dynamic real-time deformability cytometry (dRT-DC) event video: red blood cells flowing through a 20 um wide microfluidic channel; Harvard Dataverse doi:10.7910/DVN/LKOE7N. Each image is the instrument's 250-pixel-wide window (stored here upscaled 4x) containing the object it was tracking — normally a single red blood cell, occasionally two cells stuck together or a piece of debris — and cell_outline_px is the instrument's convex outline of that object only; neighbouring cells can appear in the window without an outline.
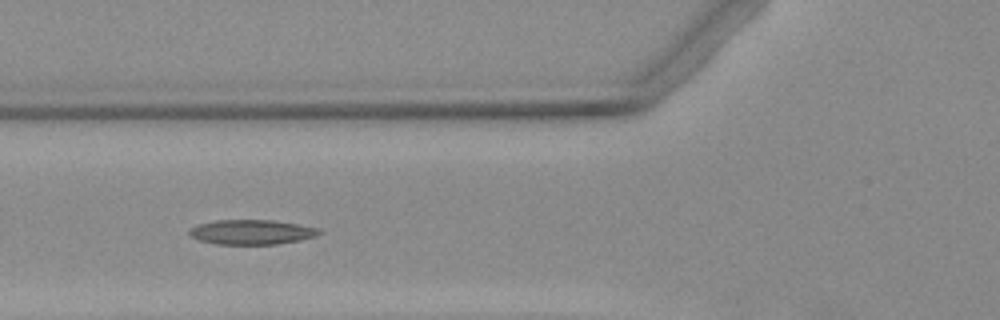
{"species": "Egyptian fruit bat (a non-hibernating species)", "species_latin": "Rousettus aegyptiacus", "temperature_condition": "warm", "stored_images_in_passage": 6, "camera_frame_rate_fps": 3000, "um_per_image_px": 0.085, "animal": {"sex": "female"}, "frame": {"image": 1, "passage_image": 4, "time_ms": 3.333, "image_size_px": [1000, 320], "cell_outline_px": [[324, 232], [316, 236], [300, 240], [276, 244], [216, 244], [200, 240], [188, 236], [188, 228], [196, 224], [216, 220], [272, 220], [296, 224], [316, 228]], "centroid_in_image_um": [21.32, 19.72], "position_along_channel_um": 104.5, "area_um2": 18.79}}
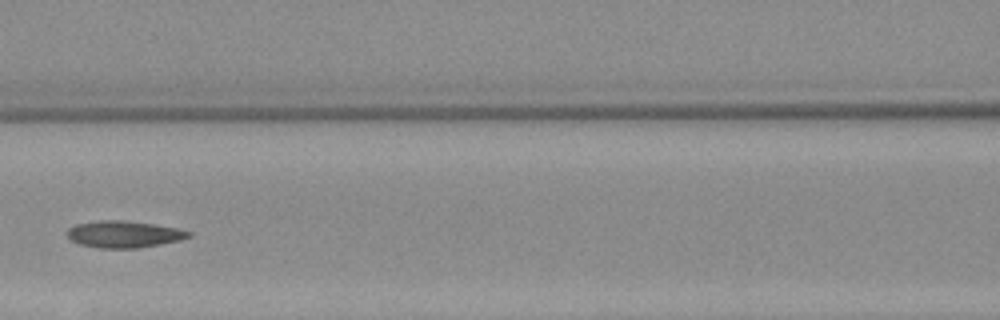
{"frame": {"image": 2, "passage_image": 5, "time_ms": 4.667, "image_size_px": [1000, 320], "cell_outline_px": [[192, 236], [180, 240], [140, 248], [100, 248], [80, 244], [72, 240], [68, 236], [68, 228], [76, 224], [96, 220], [124, 220], [152, 224], [176, 228], [192, 232]], "centroid_in_image_um": [10.54, 19.91], "position_along_channel_um": 156.1, "area_um2": 18.9}}
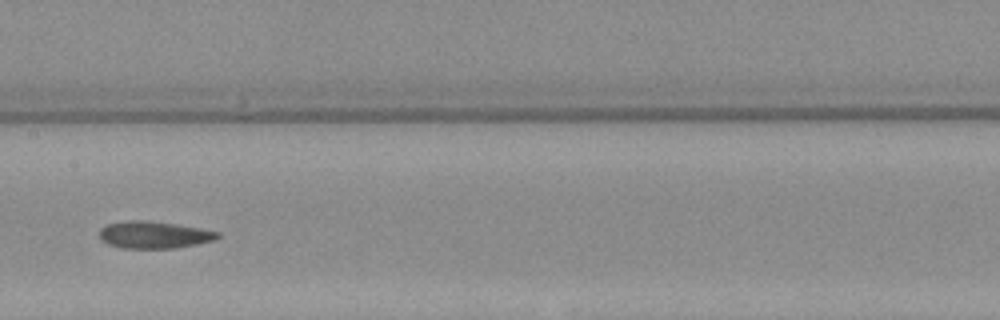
{"frame": {"image": 3, "passage_image": 6, "time_ms": 5.667, "image_size_px": [1000, 320], "cell_outline_px": [[220, 236], [212, 240], [196, 244], [172, 248], [120, 248], [108, 244], [100, 236], [100, 228], [108, 224], [128, 220], [144, 220], [200, 228], [220, 232]], "centroid_in_image_um": [13.07, 19.96], "position_along_channel_um": 194.3, "area_um2": 18.32}}